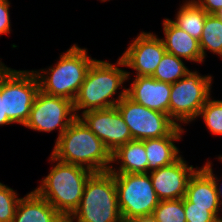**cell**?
Listing matches in <instances>:
<instances>
[{
  "instance_id": "cell-14",
  "label": "cell",
  "mask_w": 222,
  "mask_h": 222,
  "mask_svg": "<svg viewBox=\"0 0 222 222\" xmlns=\"http://www.w3.org/2000/svg\"><path fill=\"white\" fill-rule=\"evenodd\" d=\"M171 84L157 81L152 76H135L127 96L149 109L169 115Z\"/></svg>"
},
{
  "instance_id": "cell-13",
  "label": "cell",
  "mask_w": 222,
  "mask_h": 222,
  "mask_svg": "<svg viewBox=\"0 0 222 222\" xmlns=\"http://www.w3.org/2000/svg\"><path fill=\"white\" fill-rule=\"evenodd\" d=\"M195 170L181 156L174 163L149 172L153 188L159 200L184 198L187 183Z\"/></svg>"
},
{
  "instance_id": "cell-19",
  "label": "cell",
  "mask_w": 222,
  "mask_h": 222,
  "mask_svg": "<svg viewBox=\"0 0 222 222\" xmlns=\"http://www.w3.org/2000/svg\"><path fill=\"white\" fill-rule=\"evenodd\" d=\"M121 164L110 168L112 173H148V159L143 140H131L112 153V163ZM118 169V170H117Z\"/></svg>"
},
{
  "instance_id": "cell-16",
  "label": "cell",
  "mask_w": 222,
  "mask_h": 222,
  "mask_svg": "<svg viewBox=\"0 0 222 222\" xmlns=\"http://www.w3.org/2000/svg\"><path fill=\"white\" fill-rule=\"evenodd\" d=\"M162 24L165 38L161 39L166 52L188 61L203 63L199 40L181 30L169 18H165Z\"/></svg>"
},
{
  "instance_id": "cell-8",
  "label": "cell",
  "mask_w": 222,
  "mask_h": 222,
  "mask_svg": "<svg viewBox=\"0 0 222 222\" xmlns=\"http://www.w3.org/2000/svg\"><path fill=\"white\" fill-rule=\"evenodd\" d=\"M118 207L124 222L151 216L160 200L149 173H113Z\"/></svg>"
},
{
  "instance_id": "cell-28",
  "label": "cell",
  "mask_w": 222,
  "mask_h": 222,
  "mask_svg": "<svg viewBox=\"0 0 222 222\" xmlns=\"http://www.w3.org/2000/svg\"><path fill=\"white\" fill-rule=\"evenodd\" d=\"M195 2L208 14H216L222 9V0H196Z\"/></svg>"
},
{
  "instance_id": "cell-6",
  "label": "cell",
  "mask_w": 222,
  "mask_h": 222,
  "mask_svg": "<svg viewBox=\"0 0 222 222\" xmlns=\"http://www.w3.org/2000/svg\"><path fill=\"white\" fill-rule=\"evenodd\" d=\"M39 90V81L33 70H15L1 62L4 114L12 123L25 125Z\"/></svg>"
},
{
  "instance_id": "cell-15",
  "label": "cell",
  "mask_w": 222,
  "mask_h": 222,
  "mask_svg": "<svg viewBox=\"0 0 222 222\" xmlns=\"http://www.w3.org/2000/svg\"><path fill=\"white\" fill-rule=\"evenodd\" d=\"M182 134H184V129L178 126L168 136L143 140L148 159V173L170 165L182 156L174 144V141L181 140Z\"/></svg>"
},
{
  "instance_id": "cell-1",
  "label": "cell",
  "mask_w": 222,
  "mask_h": 222,
  "mask_svg": "<svg viewBox=\"0 0 222 222\" xmlns=\"http://www.w3.org/2000/svg\"><path fill=\"white\" fill-rule=\"evenodd\" d=\"M118 66H125L121 58L116 64L97 59L93 61L73 101L77 117L81 109L83 113L88 110L114 107L127 95V88H123L122 85L130 79V72ZM120 88L123 90L117 94V98H114Z\"/></svg>"
},
{
  "instance_id": "cell-5",
  "label": "cell",
  "mask_w": 222,
  "mask_h": 222,
  "mask_svg": "<svg viewBox=\"0 0 222 222\" xmlns=\"http://www.w3.org/2000/svg\"><path fill=\"white\" fill-rule=\"evenodd\" d=\"M67 222H124L111 171L94 172L87 180L78 208Z\"/></svg>"
},
{
  "instance_id": "cell-33",
  "label": "cell",
  "mask_w": 222,
  "mask_h": 222,
  "mask_svg": "<svg viewBox=\"0 0 222 222\" xmlns=\"http://www.w3.org/2000/svg\"><path fill=\"white\" fill-rule=\"evenodd\" d=\"M218 159L222 162V155L218 156Z\"/></svg>"
},
{
  "instance_id": "cell-32",
  "label": "cell",
  "mask_w": 222,
  "mask_h": 222,
  "mask_svg": "<svg viewBox=\"0 0 222 222\" xmlns=\"http://www.w3.org/2000/svg\"><path fill=\"white\" fill-rule=\"evenodd\" d=\"M216 15L222 20V9H220Z\"/></svg>"
},
{
  "instance_id": "cell-20",
  "label": "cell",
  "mask_w": 222,
  "mask_h": 222,
  "mask_svg": "<svg viewBox=\"0 0 222 222\" xmlns=\"http://www.w3.org/2000/svg\"><path fill=\"white\" fill-rule=\"evenodd\" d=\"M178 9L175 20L170 19V21L190 36L200 40L208 13L196 2L189 0Z\"/></svg>"
},
{
  "instance_id": "cell-11",
  "label": "cell",
  "mask_w": 222,
  "mask_h": 222,
  "mask_svg": "<svg viewBox=\"0 0 222 222\" xmlns=\"http://www.w3.org/2000/svg\"><path fill=\"white\" fill-rule=\"evenodd\" d=\"M78 117L104 143L111 153L133 140L130 129L116 106L88 110L79 114Z\"/></svg>"
},
{
  "instance_id": "cell-25",
  "label": "cell",
  "mask_w": 222,
  "mask_h": 222,
  "mask_svg": "<svg viewBox=\"0 0 222 222\" xmlns=\"http://www.w3.org/2000/svg\"><path fill=\"white\" fill-rule=\"evenodd\" d=\"M19 200L17 192L0 182V222L13 221Z\"/></svg>"
},
{
  "instance_id": "cell-3",
  "label": "cell",
  "mask_w": 222,
  "mask_h": 222,
  "mask_svg": "<svg viewBox=\"0 0 222 222\" xmlns=\"http://www.w3.org/2000/svg\"><path fill=\"white\" fill-rule=\"evenodd\" d=\"M49 160L57 163L34 190L67 220L78 208L86 182L94 172L59 161L52 155Z\"/></svg>"
},
{
  "instance_id": "cell-21",
  "label": "cell",
  "mask_w": 222,
  "mask_h": 222,
  "mask_svg": "<svg viewBox=\"0 0 222 222\" xmlns=\"http://www.w3.org/2000/svg\"><path fill=\"white\" fill-rule=\"evenodd\" d=\"M202 30L199 46L203 61L207 56L206 50L222 58V20L216 14H207Z\"/></svg>"
},
{
  "instance_id": "cell-24",
  "label": "cell",
  "mask_w": 222,
  "mask_h": 222,
  "mask_svg": "<svg viewBox=\"0 0 222 222\" xmlns=\"http://www.w3.org/2000/svg\"><path fill=\"white\" fill-rule=\"evenodd\" d=\"M198 117H202L208 130L214 135L222 136V100L208 98Z\"/></svg>"
},
{
  "instance_id": "cell-12",
  "label": "cell",
  "mask_w": 222,
  "mask_h": 222,
  "mask_svg": "<svg viewBox=\"0 0 222 222\" xmlns=\"http://www.w3.org/2000/svg\"><path fill=\"white\" fill-rule=\"evenodd\" d=\"M166 52L161 38L151 32H141L120 57L125 67L135 70V76H152Z\"/></svg>"
},
{
  "instance_id": "cell-23",
  "label": "cell",
  "mask_w": 222,
  "mask_h": 222,
  "mask_svg": "<svg viewBox=\"0 0 222 222\" xmlns=\"http://www.w3.org/2000/svg\"><path fill=\"white\" fill-rule=\"evenodd\" d=\"M151 216L156 222H187L183 198L160 201Z\"/></svg>"
},
{
  "instance_id": "cell-26",
  "label": "cell",
  "mask_w": 222,
  "mask_h": 222,
  "mask_svg": "<svg viewBox=\"0 0 222 222\" xmlns=\"http://www.w3.org/2000/svg\"><path fill=\"white\" fill-rule=\"evenodd\" d=\"M184 211L187 222H220V220L209 211V207L192 206L185 197L183 198Z\"/></svg>"
},
{
  "instance_id": "cell-17",
  "label": "cell",
  "mask_w": 222,
  "mask_h": 222,
  "mask_svg": "<svg viewBox=\"0 0 222 222\" xmlns=\"http://www.w3.org/2000/svg\"><path fill=\"white\" fill-rule=\"evenodd\" d=\"M12 222H66V219L33 190L20 197Z\"/></svg>"
},
{
  "instance_id": "cell-9",
  "label": "cell",
  "mask_w": 222,
  "mask_h": 222,
  "mask_svg": "<svg viewBox=\"0 0 222 222\" xmlns=\"http://www.w3.org/2000/svg\"><path fill=\"white\" fill-rule=\"evenodd\" d=\"M116 108L134 140L165 137L178 127L168 114L140 105L127 95L117 103Z\"/></svg>"
},
{
  "instance_id": "cell-10",
  "label": "cell",
  "mask_w": 222,
  "mask_h": 222,
  "mask_svg": "<svg viewBox=\"0 0 222 222\" xmlns=\"http://www.w3.org/2000/svg\"><path fill=\"white\" fill-rule=\"evenodd\" d=\"M76 118L73 101L39 90L24 126L39 132H51L59 127L58 139Z\"/></svg>"
},
{
  "instance_id": "cell-22",
  "label": "cell",
  "mask_w": 222,
  "mask_h": 222,
  "mask_svg": "<svg viewBox=\"0 0 222 222\" xmlns=\"http://www.w3.org/2000/svg\"><path fill=\"white\" fill-rule=\"evenodd\" d=\"M189 70L182 58L165 52L152 77L157 81L173 84L182 79Z\"/></svg>"
},
{
  "instance_id": "cell-27",
  "label": "cell",
  "mask_w": 222,
  "mask_h": 222,
  "mask_svg": "<svg viewBox=\"0 0 222 222\" xmlns=\"http://www.w3.org/2000/svg\"><path fill=\"white\" fill-rule=\"evenodd\" d=\"M9 8V0H0V35L8 34L11 31Z\"/></svg>"
},
{
  "instance_id": "cell-31",
  "label": "cell",
  "mask_w": 222,
  "mask_h": 222,
  "mask_svg": "<svg viewBox=\"0 0 222 222\" xmlns=\"http://www.w3.org/2000/svg\"><path fill=\"white\" fill-rule=\"evenodd\" d=\"M127 222H156V221L152 216H144V217L131 219Z\"/></svg>"
},
{
  "instance_id": "cell-30",
  "label": "cell",
  "mask_w": 222,
  "mask_h": 222,
  "mask_svg": "<svg viewBox=\"0 0 222 222\" xmlns=\"http://www.w3.org/2000/svg\"><path fill=\"white\" fill-rule=\"evenodd\" d=\"M12 122L8 119L7 114H4V95H1V61H0V126L9 125Z\"/></svg>"
},
{
  "instance_id": "cell-18",
  "label": "cell",
  "mask_w": 222,
  "mask_h": 222,
  "mask_svg": "<svg viewBox=\"0 0 222 222\" xmlns=\"http://www.w3.org/2000/svg\"><path fill=\"white\" fill-rule=\"evenodd\" d=\"M185 198L192 203V206L209 207V211L222 222V217H219L218 213L221 209L215 185L211 177L202 168L196 167L189 178Z\"/></svg>"
},
{
  "instance_id": "cell-7",
  "label": "cell",
  "mask_w": 222,
  "mask_h": 222,
  "mask_svg": "<svg viewBox=\"0 0 222 222\" xmlns=\"http://www.w3.org/2000/svg\"><path fill=\"white\" fill-rule=\"evenodd\" d=\"M211 75L190 71L171 84L169 117L180 127L197 119L201 108L211 96ZM179 122V123H178Z\"/></svg>"
},
{
  "instance_id": "cell-2",
  "label": "cell",
  "mask_w": 222,
  "mask_h": 222,
  "mask_svg": "<svg viewBox=\"0 0 222 222\" xmlns=\"http://www.w3.org/2000/svg\"><path fill=\"white\" fill-rule=\"evenodd\" d=\"M51 155L92 172L110 171L113 166L112 153L79 117L56 139Z\"/></svg>"
},
{
  "instance_id": "cell-29",
  "label": "cell",
  "mask_w": 222,
  "mask_h": 222,
  "mask_svg": "<svg viewBox=\"0 0 222 222\" xmlns=\"http://www.w3.org/2000/svg\"><path fill=\"white\" fill-rule=\"evenodd\" d=\"M202 169L211 177L214 185H215V189H216V193H217V198L219 201V207L222 210L221 206H222V185L220 186L217 182L220 180L217 178V176H215V174H213V169H212V163L210 161H208L206 164H204V166H202Z\"/></svg>"
},
{
  "instance_id": "cell-4",
  "label": "cell",
  "mask_w": 222,
  "mask_h": 222,
  "mask_svg": "<svg viewBox=\"0 0 222 222\" xmlns=\"http://www.w3.org/2000/svg\"><path fill=\"white\" fill-rule=\"evenodd\" d=\"M94 60L88 55L87 48L74 44L60 55L54 66L33 70L39 81V89L46 94L74 101Z\"/></svg>"
}]
</instances>
